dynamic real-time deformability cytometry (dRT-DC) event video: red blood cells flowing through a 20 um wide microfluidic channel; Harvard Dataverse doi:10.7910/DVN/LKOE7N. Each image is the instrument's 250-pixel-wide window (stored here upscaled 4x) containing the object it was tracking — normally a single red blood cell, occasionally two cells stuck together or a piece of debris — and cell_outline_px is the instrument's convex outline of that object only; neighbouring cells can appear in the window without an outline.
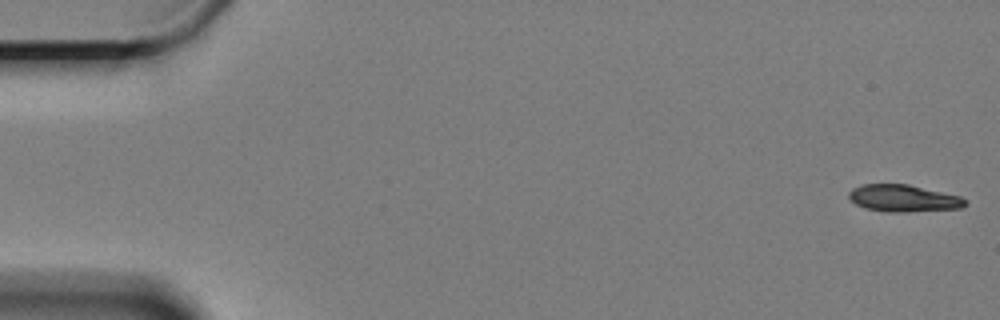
{"species": "Egyptian fruit bat (a non-hibernating species)", "species_latin": "Rousettus aegyptiacus", "temperature_condition": "cold", "stored_images_in_passage": 60, "camera_frame_rate_fps": 3000, "um_per_image_px": 0.085, "animal": {"sex": "female"}, "frame": {"image": 1, "passage_image": 1, "time_ms": 0.0, "image_size_px": [1000, 320], "cell_outline_px": [[968, 204], [960, 208], [904, 212], [892, 212], [864, 208], [856, 204], [848, 196], [848, 192], [852, 188], [864, 184], [908, 184], [960, 196], [968, 200]], "centroid_in_image_um": [76.8, 16.85], "position_along_channel_um": 8.2, "area_um2": 18.26}}
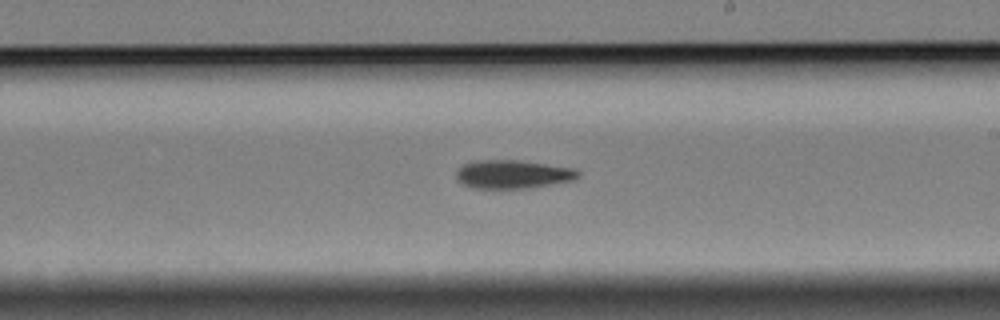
{"frame": {"image": 2, "passage_image": 35, "time_ms": 11.333, "image_size_px": [1000, 320], "cell_outline_px": [[580, 176], [572, 180], [524, 188], [476, 188], [464, 184], [456, 180], [456, 168], [472, 160], [520, 160], [576, 168], [580, 172]], "centroid_in_image_um": [43.56, 14.79], "position_along_channel_um": 245.4, "area_um2": 20.23}}
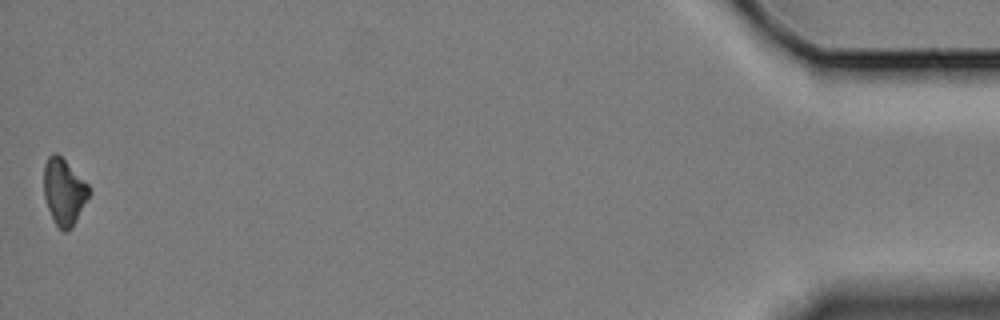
{"frame": {"image": 3, "passage_image": 60, "time_ms": 19.667, "image_size_px": [1000, 320], "cell_outline_px": [[88, 196], [72, 228], [68, 232], [64, 232], [56, 224], [48, 208], [44, 196], [44, 164], [48, 156], [52, 152], [56, 152], [88, 184]], "centroid_in_image_um": [5.41, 16.29], "position_along_channel_um": 429.8, "area_um2": 17.05}, "authors_computed_cell_mechanics": {"area_um2": 19.3919, "velocity_mm_per_s": 3.3, "shape_relaxation_time_tau1_ms": 3.0702, "shape_relaxation_time_tau2_ms": null, "deformation_change_tau1": 0.1071, "deformation_change_tau2": null}}